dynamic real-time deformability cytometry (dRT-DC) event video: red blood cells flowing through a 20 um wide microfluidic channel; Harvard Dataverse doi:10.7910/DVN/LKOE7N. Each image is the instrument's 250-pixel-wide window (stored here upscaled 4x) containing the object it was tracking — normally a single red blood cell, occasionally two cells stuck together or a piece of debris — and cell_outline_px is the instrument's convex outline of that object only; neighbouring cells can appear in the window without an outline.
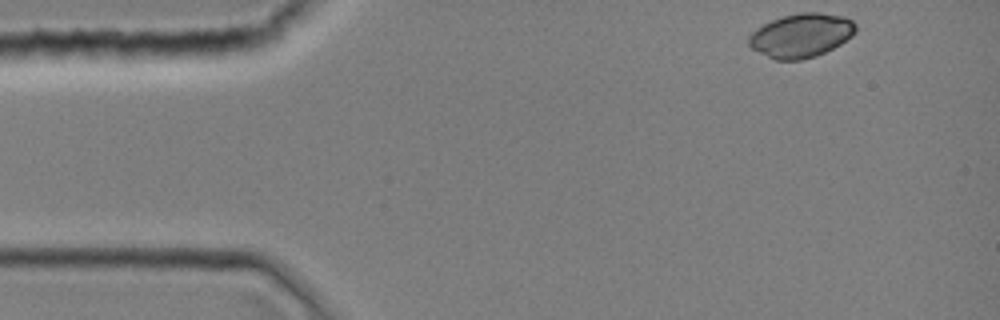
{"species": "common noctule bat (a hibernating species)", "species_latin": "Nyctalus noctula", "temperature_condition": "room temperature", "stored_images_in_passage": 34, "camera_frame_rate_fps": 3000, "um_per_image_px": 0.085, "animal": {"sex": "female", "body_mass_g": 19.0, "forearm_length_mm": 51.5}, "frame": {"image": 1, "passage_image": 1, "time_ms": 0.0, "image_size_px": [1000, 320], "cell_outline_px": [[856, 32], [852, 36], [840, 44], [816, 56], [800, 60], [776, 60], [752, 48], [748, 44], [748, 36], [756, 28], [772, 20], [784, 16], [800, 12], [820, 12], [844, 16], [852, 20], [856, 24]], "centroid_in_image_um": [68.11, 3.0], "position_along_channel_um": 16.9, "area_um2": 27.28}}
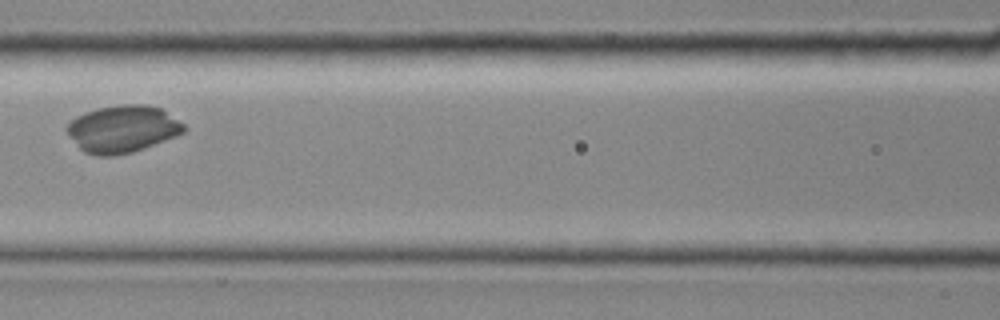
{"frame": {"image": 2, "passage_image": 15, "time_ms": 4.667, "image_size_px": [1000, 320], "cell_outline_px": [[188, 128], [184, 132], [176, 136], [144, 148], [132, 152], [116, 156], [96, 156], [84, 152], [68, 136], [64, 128], [76, 116], [84, 112], [96, 108], [120, 104], [144, 104], [160, 108], [184, 124]], "centroid_in_image_um": [10.39, 10.96], "position_along_channel_um": 156.2, "area_um2": 32.37}}
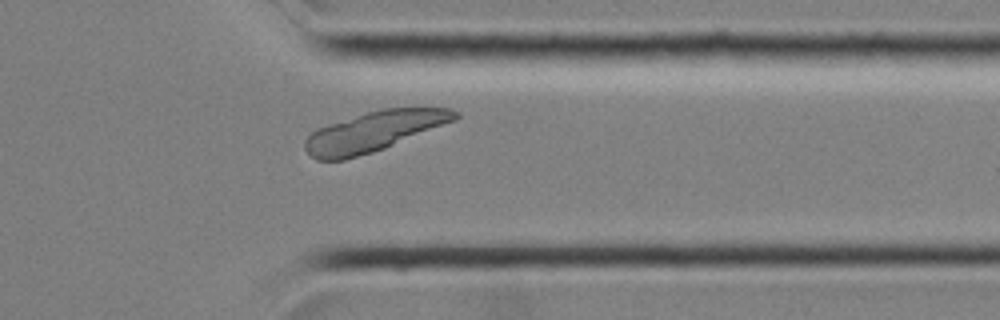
{"frame": {"image": 3, "passage_image": 29, "time_ms": 9.333, "image_size_px": [1000, 320], "cell_outline_px": [[460, 116], [456, 120], [384, 148], [372, 152], [344, 160], [316, 160], [304, 148], [304, 140], [316, 128], [328, 124], [368, 112], [384, 108], [452, 108], [460, 112]], "centroid_in_image_um": [31.79, 11.17], "position_along_channel_um": 379.6, "area_um2": 34.62}}